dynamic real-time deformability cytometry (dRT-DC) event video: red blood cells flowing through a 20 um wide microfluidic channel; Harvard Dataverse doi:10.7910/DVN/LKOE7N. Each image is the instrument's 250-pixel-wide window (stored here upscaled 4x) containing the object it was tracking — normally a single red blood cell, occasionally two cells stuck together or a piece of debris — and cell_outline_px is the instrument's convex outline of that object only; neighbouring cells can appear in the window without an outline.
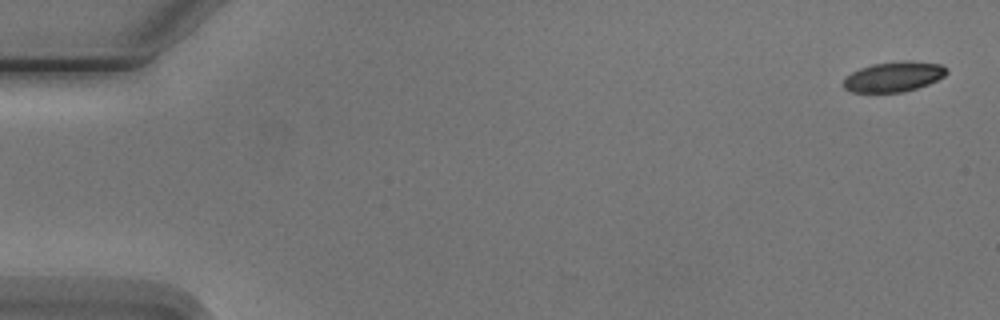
{"species": "Egyptian fruit bat (a non-hibernating species)", "species_latin": "Rousettus aegyptiacus", "temperature_condition": "cold", "stored_images_in_passage": 5, "camera_frame_rate_fps": 3000, "um_per_image_px": 0.085, "animal": {"sex": "male"}, "frame": {"image": 1, "passage_image": 1, "time_ms": 0.0, "image_size_px": [1000, 320], "cell_outline_px": [[948, 72], [944, 76], [928, 84], [904, 92], [852, 92], [844, 88], [844, 80], [852, 72], [860, 68], [872, 64], [904, 60], [908, 60], [940, 64], [948, 68]], "centroid_in_image_um": [75.99, 6.51], "position_along_channel_um": 9.0, "area_um2": 18.03}}